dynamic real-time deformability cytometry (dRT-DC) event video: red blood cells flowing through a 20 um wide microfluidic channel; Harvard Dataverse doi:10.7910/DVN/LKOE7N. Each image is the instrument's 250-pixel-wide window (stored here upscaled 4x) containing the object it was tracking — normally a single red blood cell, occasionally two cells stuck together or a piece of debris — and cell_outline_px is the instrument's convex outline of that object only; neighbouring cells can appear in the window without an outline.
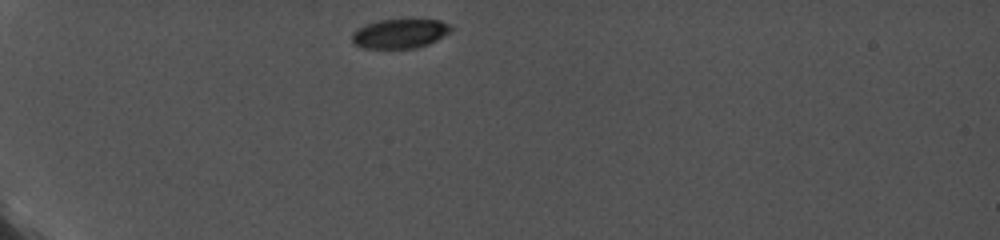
{"species": "common noctule bat (a hibernating species)", "species_latin": "Nyctalus noctula", "temperature_condition": "cold", "stored_images_in_passage": 59, "camera_frame_rate_fps": 5000, "um_per_image_px": 0.085, "animal": {"sex": "female", "body_mass_g": 19.0, "forearm_length_mm": 56.7}, "frame": {"image": 1, "passage_image": 1, "time_ms": 0.0, "image_size_px": [1000, 240], "cell_outline_px": [[456, 28], [452, 32], [428, 44], [416, 48], [360, 48], [352, 40], [352, 32], [376, 20], [440, 20], [452, 24]], "centroid_in_image_um": [34.06, 2.85], "position_along_channel_um": 50.9, "area_um2": 16.99}}
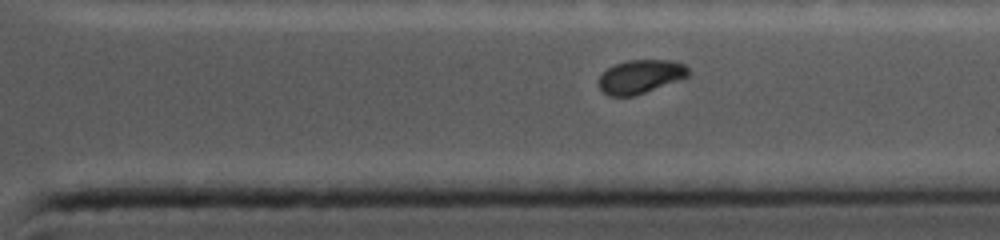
{"frame": {"image": 2, "passage_image": 47, "time_ms": 9.2, "image_size_px": [1000, 240], "cell_outline_px": [[692, 72], [688, 76], [636, 96], [608, 96], [600, 88], [600, 76], [608, 68], [616, 64], [628, 60], [672, 60], [684, 64]], "centroid_in_image_um": [54.47, 6.51], "position_along_channel_um": 356.9, "area_um2": 17.46}}
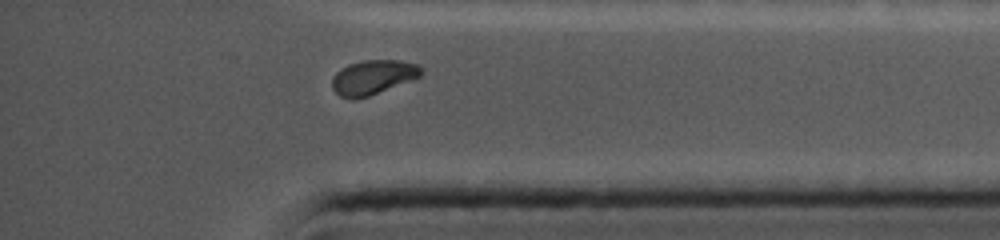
{"frame": {"image": 3, "passage_image": 53, "time_ms": 10.4, "image_size_px": [1000, 240], "cell_outline_px": [[424, 72], [420, 76], [368, 96], [352, 100], [340, 96], [332, 88], [332, 76], [340, 68], [348, 64], [364, 60], [400, 60], [416, 64]], "centroid_in_image_um": [31.65, 6.56], "position_along_channel_um": 403.6, "area_um2": 17.74}, "authors_computed_cell_mechanics": {"area_um2": 19.1896, "velocity_mm_per_s": 3.7753, "shape_relaxation_time_tau1_ms": null, "shape_relaxation_time_tau2_ms": 1.3536, "deformation_change_tau1": null, "deformation_change_tau2": 0.0392}}